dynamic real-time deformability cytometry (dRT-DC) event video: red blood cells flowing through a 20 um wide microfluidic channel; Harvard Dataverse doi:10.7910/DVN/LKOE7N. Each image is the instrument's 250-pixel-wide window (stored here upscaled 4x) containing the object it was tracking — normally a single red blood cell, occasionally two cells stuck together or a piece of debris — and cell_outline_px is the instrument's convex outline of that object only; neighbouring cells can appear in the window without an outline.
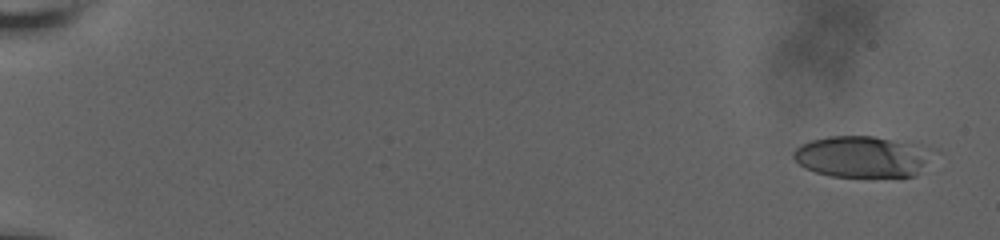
{"species": "human", "species_latin": "Homo sapiens", "temperature_condition": "room temperature", "stored_images_in_passage": 20, "camera_frame_rate_fps": 3000, "um_per_image_px": 0.085, "donor": {"sex": "male"}, "frame": {"image": 1, "passage_image": 1, "time_ms": 0.0, "image_size_px": [1000, 240], "cell_outline_px": [[924, 160], [916, 176], [832, 176], [816, 172], [804, 168], [792, 156], [792, 152], [800, 144], [812, 140], [828, 136], [872, 136], [912, 144]], "centroid_in_image_um": [73.0, 13.32], "position_along_channel_um": 12.0, "area_um2": 31.73}}
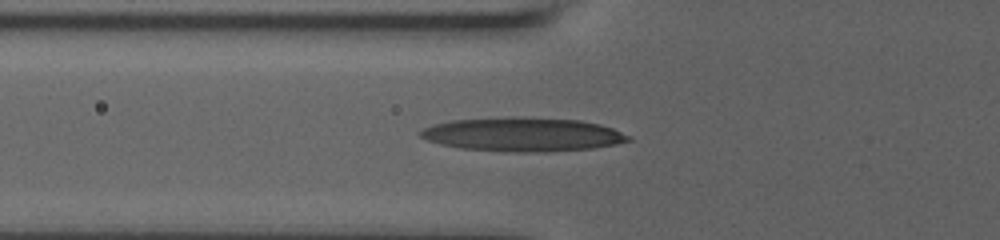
{"frame": {"image": 2, "passage_image": 15, "time_ms": 7.333, "image_size_px": [1000, 240], "cell_outline_px": [[632, 140], [616, 144], [592, 148], [544, 152], [504, 152], [460, 148], [440, 144], [428, 140], [420, 136], [416, 132], [424, 128], [436, 124], [452, 120], [512, 116], [520, 116], [580, 120], [600, 124], [612, 128], [632, 136]], "centroid_in_image_um": [44.44, 11.42], "position_along_channel_um": 81.4, "area_um2": 41.44}}
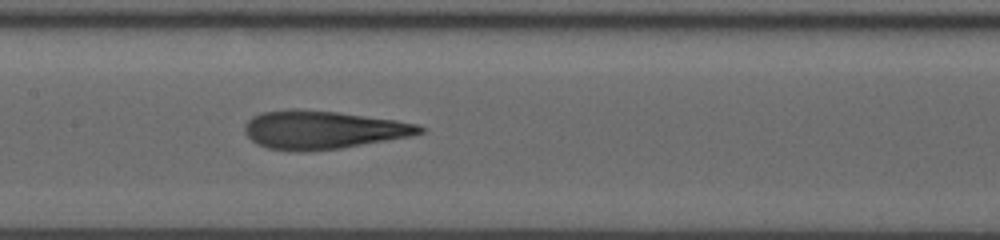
{"frame": {"image": 3, "passage_image": 20, "time_ms": 10.0, "image_size_px": [1000, 240], "cell_outline_px": [[424, 132], [412, 136], [340, 148], [304, 152], [268, 148], [256, 144], [244, 132], [244, 124], [252, 116], [264, 112], [288, 108], [296, 108], [336, 112], [396, 120], [416, 124], [424, 128]], "centroid_in_image_um": [27.41, 11.03], "position_along_channel_um": 180.0, "area_um2": 39.02}}